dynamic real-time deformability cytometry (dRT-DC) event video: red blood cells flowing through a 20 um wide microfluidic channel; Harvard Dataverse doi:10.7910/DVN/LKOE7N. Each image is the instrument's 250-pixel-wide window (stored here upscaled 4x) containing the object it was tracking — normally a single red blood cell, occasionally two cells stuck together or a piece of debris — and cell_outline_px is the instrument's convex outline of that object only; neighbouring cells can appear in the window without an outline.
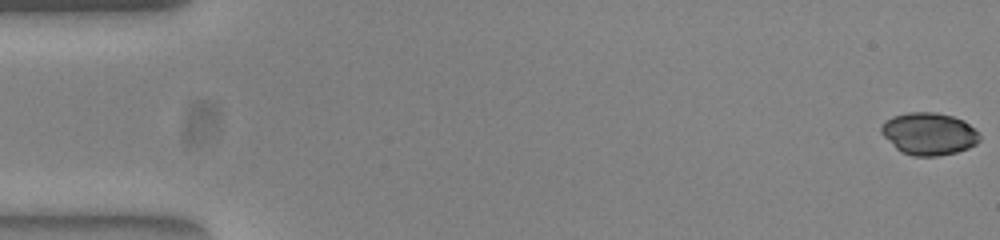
{"species": "common noctule bat (a hibernating species)", "species_latin": "Nyctalus noctula", "temperature_condition": "warm", "stored_images_in_passage": 51, "camera_frame_rate_fps": 3000, "um_per_image_px": 0.085, "animal": {"sex": "female", "body_mass_g": 23.0, "forearm_length_mm": 53.4}, "frame": {"image": 1, "passage_image": 1, "time_ms": 0.0, "image_size_px": [1000, 240], "cell_outline_px": [[980, 140], [976, 144], [968, 148], [956, 152], [940, 156], [912, 156], [896, 148], [880, 132], [880, 128], [884, 120], [892, 116], [908, 112], [936, 112], [952, 116], [964, 120], [980, 136]], "centroid_in_image_um": [78.94, 11.36], "position_along_channel_um": 6.1, "area_um2": 24.22}}
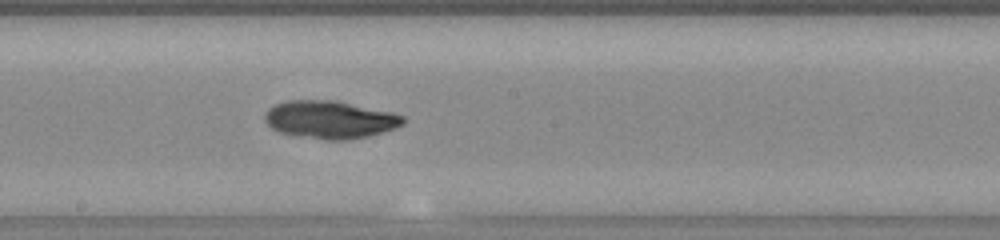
{"frame": {"image": 2, "passage_image": 29, "time_ms": 9.333, "image_size_px": [1000, 240], "cell_outline_px": [[404, 124], [396, 128], [368, 136], [348, 140], [324, 140], [280, 132], [272, 128], [264, 120], [264, 112], [268, 108], [276, 104], [288, 100], [336, 100], [392, 112], [404, 116]], "centroid_in_image_um": [28.05, 10.16], "position_along_channel_um": 220.1, "area_um2": 30.52}}
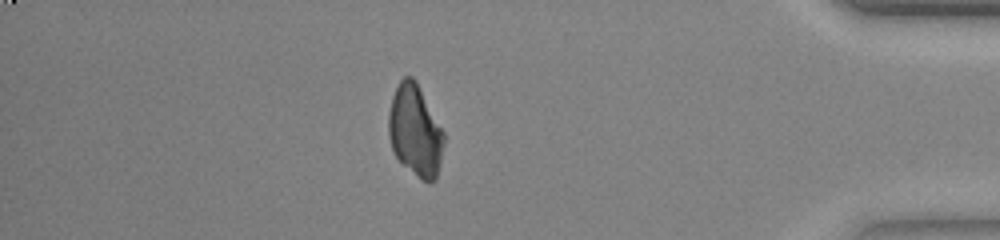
{"frame": {"image": 3, "passage_image": 46, "time_ms": 15.0, "image_size_px": [1000, 240], "cell_outline_px": [[444, 144], [436, 180], [424, 180], [404, 164], [396, 156], [392, 148], [388, 136], [388, 112], [392, 96], [400, 80], [404, 76], [412, 76], [416, 80], [444, 132]], "centroid_in_image_um": [35.28, 11.05], "position_along_channel_um": 399.9, "area_um2": 29.13}, "authors_computed_cell_mechanics": {"area_um2": 29.189, "velocity_mm_per_s": 3.9058, "shape_relaxation_time_tau1_ms": 7.1564, "shape_relaxation_time_tau2_ms": 2.6228, "deformation_change_tau1": 0.1529, "deformation_change_tau2": 0.0516}}